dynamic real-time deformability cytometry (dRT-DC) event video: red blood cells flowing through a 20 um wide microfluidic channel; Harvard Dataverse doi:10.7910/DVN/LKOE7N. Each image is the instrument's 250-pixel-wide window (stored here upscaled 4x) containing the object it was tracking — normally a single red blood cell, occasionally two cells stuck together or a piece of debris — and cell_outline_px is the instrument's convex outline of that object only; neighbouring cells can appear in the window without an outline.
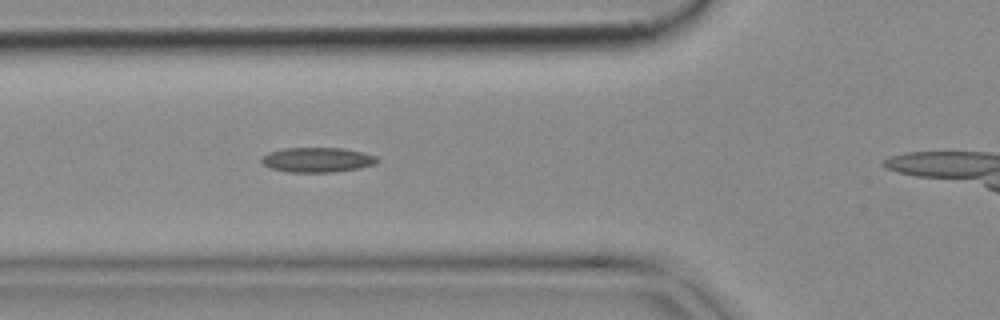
{"species": "common noctule bat (a hibernating species)", "species_latin": "Nyctalus noctula", "temperature_condition": "cold", "stored_images_in_passage": 15, "camera_frame_rate_fps": 3000, "um_per_image_px": 0.085, "animal": {"sex": "female", "body_mass_g": 18.4}, "frame": {"image": 1, "passage_image": 5, "time_ms": 1.333, "image_size_px": [1000, 320], "cell_outline_px": [[380, 160], [376, 164], [360, 168], [332, 172], [288, 172], [272, 168], [264, 164], [260, 160], [260, 156], [268, 152], [284, 148], [344, 148], [364, 152], [376, 156]], "centroid_in_image_um": [26.99, 13.58], "position_along_channel_um": 98.8, "area_um2": 16.88}}